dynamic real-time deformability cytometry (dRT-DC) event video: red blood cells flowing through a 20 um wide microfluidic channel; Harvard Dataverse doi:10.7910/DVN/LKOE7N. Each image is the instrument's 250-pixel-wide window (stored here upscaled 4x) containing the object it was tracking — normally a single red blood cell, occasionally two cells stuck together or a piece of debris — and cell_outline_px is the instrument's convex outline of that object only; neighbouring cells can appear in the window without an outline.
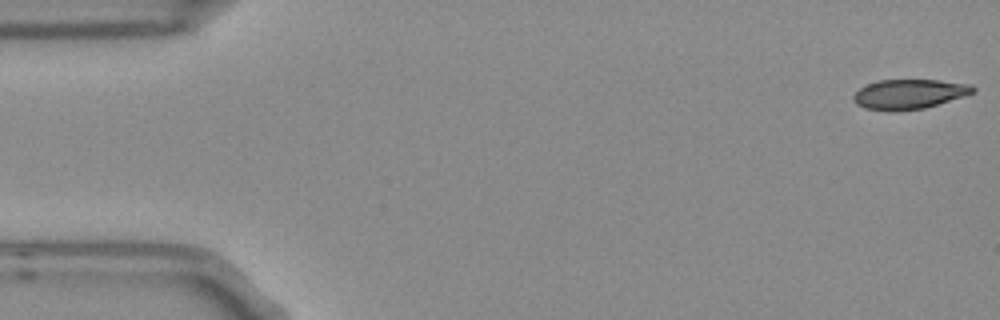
{"species": "Egyptian fruit bat (a non-hibernating species)", "species_latin": "Rousettus aegyptiacus", "temperature_condition": "room temperature", "stored_images_in_passage": 5, "camera_frame_rate_fps": 3000, "um_per_image_px": 0.085, "frame": {"image": 1, "passage_image": 1, "time_ms": 0.0, "image_size_px": [1000, 320], "cell_outline_px": [[976, 92], [964, 96], [924, 108], [896, 112], [888, 112], [864, 108], [856, 104], [852, 100], [852, 96], [860, 88], [868, 84], [880, 80], [940, 80], [972, 84], [976, 88]], "centroid_in_image_um": [77.27, 8.01], "position_along_channel_um": 7.7, "area_um2": 20.98}}